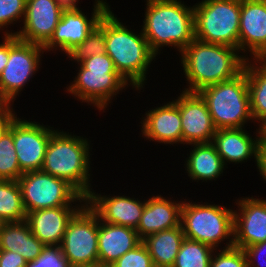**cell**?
<instances>
[{
  "instance_id": "1",
  "label": "cell",
  "mask_w": 266,
  "mask_h": 267,
  "mask_svg": "<svg viewBox=\"0 0 266 267\" xmlns=\"http://www.w3.org/2000/svg\"><path fill=\"white\" fill-rule=\"evenodd\" d=\"M239 49L194 39L181 52V65L189 87L185 92L201 89L234 79L244 71L248 57L239 55Z\"/></svg>"
},
{
  "instance_id": "2",
  "label": "cell",
  "mask_w": 266,
  "mask_h": 267,
  "mask_svg": "<svg viewBox=\"0 0 266 267\" xmlns=\"http://www.w3.org/2000/svg\"><path fill=\"white\" fill-rule=\"evenodd\" d=\"M98 26L105 32L106 53L113 60L116 71L137 90L143 88L147 69L156 59L142 30L135 34L107 11Z\"/></svg>"
},
{
  "instance_id": "3",
  "label": "cell",
  "mask_w": 266,
  "mask_h": 267,
  "mask_svg": "<svg viewBox=\"0 0 266 267\" xmlns=\"http://www.w3.org/2000/svg\"><path fill=\"white\" fill-rule=\"evenodd\" d=\"M142 33L157 55L162 46L181 53L194 39V10L180 0H146ZM160 48V50H159Z\"/></svg>"
},
{
  "instance_id": "4",
  "label": "cell",
  "mask_w": 266,
  "mask_h": 267,
  "mask_svg": "<svg viewBox=\"0 0 266 267\" xmlns=\"http://www.w3.org/2000/svg\"><path fill=\"white\" fill-rule=\"evenodd\" d=\"M89 148L86 138L55 130L48 142L41 171L66 180L86 198L92 190Z\"/></svg>"
},
{
  "instance_id": "5",
  "label": "cell",
  "mask_w": 266,
  "mask_h": 267,
  "mask_svg": "<svg viewBox=\"0 0 266 267\" xmlns=\"http://www.w3.org/2000/svg\"><path fill=\"white\" fill-rule=\"evenodd\" d=\"M78 75L67 91L78 100L94 105L100 111L107 108L112 97L122 91L127 81L116 71L113 60L106 54L84 59Z\"/></svg>"
},
{
  "instance_id": "6",
  "label": "cell",
  "mask_w": 266,
  "mask_h": 267,
  "mask_svg": "<svg viewBox=\"0 0 266 267\" xmlns=\"http://www.w3.org/2000/svg\"><path fill=\"white\" fill-rule=\"evenodd\" d=\"M206 102L216 129L244 128L252 118L247 75L207 86L197 92Z\"/></svg>"
},
{
  "instance_id": "7",
  "label": "cell",
  "mask_w": 266,
  "mask_h": 267,
  "mask_svg": "<svg viewBox=\"0 0 266 267\" xmlns=\"http://www.w3.org/2000/svg\"><path fill=\"white\" fill-rule=\"evenodd\" d=\"M181 226L186 239L209 245L215 251L220 242L225 239H230L225 249L234 246V211L232 209L215 204L205 203L203 205L183 201Z\"/></svg>"
},
{
  "instance_id": "8",
  "label": "cell",
  "mask_w": 266,
  "mask_h": 267,
  "mask_svg": "<svg viewBox=\"0 0 266 267\" xmlns=\"http://www.w3.org/2000/svg\"><path fill=\"white\" fill-rule=\"evenodd\" d=\"M193 10L196 39L238 49L241 0H203Z\"/></svg>"
},
{
  "instance_id": "9",
  "label": "cell",
  "mask_w": 266,
  "mask_h": 267,
  "mask_svg": "<svg viewBox=\"0 0 266 267\" xmlns=\"http://www.w3.org/2000/svg\"><path fill=\"white\" fill-rule=\"evenodd\" d=\"M26 214L39 209L72 207L73 202H84L82 196L66 180L43 171L23 173L17 180Z\"/></svg>"
},
{
  "instance_id": "10",
  "label": "cell",
  "mask_w": 266,
  "mask_h": 267,
  "mask_svg": "<svg viewBox=\"0 0 266 267\" xmlns=\"http://www.w3.org/2000/svg\"><path fill=\"white\" fill-rule=\"evenodd\" d=\"M99 217L84 205L69 220L60 244L72 267H98Z\"/></svg>"
},
{
  "instance_id": "11",
  "label": "cell",
  "mask_w": 266,
  "mask_h": 267,
  "mask_svg": "<svg viewBox=\"0 0 266 267\" xmlns=\"http://www.w3.org/2000/svg\"><path fill=\"white\" fill-rule=\"evenodd\" d=\"M44 51L41 45L24 42L16 35H9V59L0 74V87L11 102H14L25 84L38 71L40 54Z\"/></svg>"
},
{
  "instance_id": "12",
  "label": "cell",
  "mask_w": 266,
  "mask_h": 267,
  "mask_svg": "<svg viewBox=\"0 0 266 267\" xmlns=\"http://www.w3.org/2000/svg\"><path fill=\"white\" fill-rule=\"evenodd\" d=\"M78 5H67L50 40L43 46L46 51L59 48L68 53L77 44L82 43L98 25L102 16L110 10L104 0H95L92 17L88 19ZM53 49V50H52Z\"/></svg>"
},
{
  "instance_id": "13",
  "label": "cell",
  "mask_w": 266,
  "mask_h": 267,
  "mask_svg": "<svg viewBox=\"0 0 266 267\" xmlns=\"http://www.w3.org/2000/svg\"><path fill=\"white\" fill-rule=\"evenodd\" d=\"M67 5L65 0H27L22 30L7 31L4 35H16L24 42L44 46L52 37Z\"/></svg>"
},
{
  "instance_id": "14",
  "label": "cell",
  "mask_w": 266,
  "mask_h": 267,
  "mask_svg": "<svg viewBox=\"0 0 266 267\" xmlns=\"http://www.w3.org/2000/svg\"><path fill=\"white\" fill-rule=\"evenodd\" d=\"M49 127L19 118L13 121V143L23 173L41 171L48 142L55 131Z\"/></svg>"
},
{
  "instance_id": "15",
  "label": "cell",
  "mask_w": 266,
  "mask_h": 267,
  "mask_svg": "<svg viewBox=\"0 0 266 267\" xmlns=\"http://www.w3.org/2000/svg\"><path fill=\"white\" fill-rule=\"evenodd\" d=\"M174 102L181 116L182 144L212 142L217 129L202 97L198 93L183 91Z\"/></svg>"
},
{
  "instance_id": "16",
  "label": "cell",
  "mask_w": 266,
  "mask_h": 267,
  "mask_svg": "<svg viewBox=\"0 0 266 267\" xmlns=\"http://www.w3.org/2000/svg\"><path fill=\"white\" fill-rule=\"evenodd\" d=\"M238 49L266 59V0H241Z\"/></svg>"
},
{
  "instance_id": "17",
  "label": "cell",
  "mask_w": 266,
  "mask_h": 267,
  "mask_svg": "<svg viewBox=\"0 0 266 267\" xmlns=\"http://www.w3.org/2000/svg\"><path fill=\"white\" fill-rule=\"evenodd\" d=\"M237 202L240 213L234 210V247L244 250L266 241V200L252 196Z\"/></svg>"
},
{
  "instance_id": "18",
  "label": "cell",
  "mask_w": 266,
  "mask_h": 267,
  "mask_svg": "<svg viewBox=\"0 0 266 267\" xmlns=\"http://www.w3.org/2000/svg\"><path fill=\"white\" fill-rule=\"evenodd\" d=\"M87 205L98 215L99 220L136 229L145 203L126 196H101L94 191L86 197Z\"/></svg>"
},
{
  "instance_id": "19",
  "label": "cell",
  "mask_w": 266,
  "mask_h": 267,
  "mask_svg": "<svg viewBox=\"0 0 266 267\" xmlns=\"http://www.w3.org/2000/svg\"><path fill=\"white\" fill-rule=\"evenodd\" d=\"M83 205L35 210L26 214V221L45 246H60L69 220Z\"/></svg>"
},
{
  "instance_id": "20",
  "label": "cell",
  "mask_w": 266,
  "mask_h": 267,
  "mask_svg": "<svg viewBox=\"0 0 266 267\" xmlns=\"http://www.w3.org/2000/svg\"><path fill=\"white\" fill-rule=\"evenodd\" d=\"M141 120L144 137L164 144H182V123L179 107L174 101L150 109Z\"/></svg>"
},
{
  "instance_id": "21",
  "label": "cell",
  "mask_w": 266,
  "mask_h": 267,
  "mask_svg": "<svg viewBox=\"0 0 266 267\" xmlns=\"http://www.w3.org/2000/svg\"><path fill=\"white\" fill-rule=\"evenodd\" d=\"M142 240L136 229L99 220L98 267H109Z\"/></svg>"
},
{
  "instance_id": "22",
  "label": "cell",
  "mask_w": 266,
  "mask_h": 267,
  "mask_svg": "<svg viewBox=\"0 0 266 267\" xmlns=\"http://www.w3.org/2000/svg\"><path fill=\"white\" fill-rule=\"evenodd\" d=\"M183 202H172L161 195L146 200L143 213L136 228L141 240L145 237L181 225Z\"/></svg>"
},
{
  "instance_id": "23",
  "label": "cell",
  "mask_w": 266,
  "mask_h": 267,
  "mask_svg": "<svg viewBox=\"0 0 266 267\" xmlns=\"http://www.w3.org/2000/svg\"><path fill=\"white\" fill-rule=\"evenodd\" d=\"M244 128L218 129L212 139L217 153L225 162L241 163L252 156L257 165L258 148L261 142V128L256 133L257 138L252 139ZM259 134V135H258Z\"/></svg>"
},
{
  "instance_id": "24",
  "label": "cell",
  "mask_w": 266,
  "mask_h": 267,
  "mask_svg": "<svg viewBox=\"0 0 266 267\" xmlns=\"http://www.w3.org/2000/svg\"><path fill=\"white\" fill-rule=\"evenodd\" d=\"M44 247L33 235L26 220L7 222L0 231V250L17 252L27 263L40 257Z\"/></svg>"
},
{
  "instance_id": "25",
  "label": "cell",
  "mask_w": 266,
  "mask_h": 267,
  "mask_svg": "<svg viewBox=\"0 0 266 267\" xmlns=\"http://www.w3.org/2000/svg\"><path fill=\"white\" fill-rule=\"evenodd\" d=\"M185 239L182 226L166 229L145 237L146 246L154 267H172Z\"/></svg>"
},
{
  "instance_id": "26",
  "label": "cell",
  "mask_w": 266,
  "mask_h": 267,
  "mask_svg": "<svg viewBox=\"0 0 266 267\" xmlns=\"http://www.w3.org/2000/svg\"><path fill=\"white\" fill-rule=\"evenodd\" d=\"M193 150L186 160L185 169L192 180H215L226 167L217 153L215 146L210 143L193 144Z\"/></svg>"
},
{
  "instance_id": "27",
  "label": "cell",
  "mask_w": 266,
  "mask_h": 267,
  "mask_svg": "<svg viewBox=\"0 0 266 267\" xmlns=\"http://www.w3.org/2000/svg\"><path fill=\"white\" fill-rule=\"evenodd\" d=\"M249 59L246 61L244 71L250 94V110L253 120L261 122L259 125L261 128L266 124V59L251 61Z\"/></svg>"
},
{
  "instance_id": "28",
  "label": "cell",
  "mask_w": 266,
  "mask_h": 267,
  "mask_svg": "<svg viewBox=\"0 0 266 267\" xmlns=\"http://www.w3.org/2000/svg\"><path fill=\"white\" fill-rule=\"evenodd\" d=\"M0 216L6 222L26 220V210L22 201L21 189L15 180L0 179Z\"/></svg>"
},
{
  "instance_id": "29",
  "label": "cell",
  "mask_w": 266,
  "mask_h": 267,
  "mask_svg": "<svg viewBox=\"0 0 266 267\" xmlns=\"http://www.w3.org/2000/svg\"><path fill=\"white\" fill-rule=\"evenodd\" d=\"M214 250L209 245L185 238L172 267H210Z\"/></svg>"
},
{
  "instance_id": "30",
  "label": "cell",
  "mask_w": 266,
  "mask_h": 267,
  "mask_svg": "<svg viewBox=\"0 0 266 267\" xmlns=\"http://www.w3.org/2000/svg\"><path fill=\"white\" fill-rule=\"evenodd\" d=\"M22 174L13 143L12 122L10 129L0 139V179L17 181Z\"/></svg>"
},
{
  "instance_id": "31",
  "label": "cell",
  "mask_w": 266,
  "mask_h": 267,
  "mask_svg": "<svg viewBox=\"0 0 266 267\" xmlns=\"http://www.w3.org/2000/svg\"><path fill=\"white\" fill-rule=\"evenodd\" d=\"M101 54H106L105 32L97 25L82 43L66 55L79 64L84 59Z\"/></svg>"
},
{
  "instance_id": "32",
  "label": "cell",
  "mask_w": 266,
  "mask_h": 267,
  "mask_svg": "<svg viewBox=\"0 0 266 267\" xmlns=\"http://www.w3.org/2000/svg\"><path fill=\"white\" fill-rule=\"evenodd\" d=\"M210 267H248L247 257L241 248H224L219 253H213Z\"/></svg>"
},
{
  "instance_id": "33",
  "label": "cell",
  "mask_w": 266,
  "mask_h": 267,
  "mask_svg": "<svg viewBox=\"0 0 266 267\" xmlns=\"http://www.w3.org/2000/svg\"><path fill=\"white\" fill-rule=\"evenodd\" d=\"M109 267H154L152 258L141 241Z\"/></svg>"
},
{
  "instance_id": "34",
  "label": "cell",
  "mask_w": 266,
  "mask_h": 267,
  "mask_svg": "<svg viewBox=\"0 0 266 267\" xmlns=\"http://www.w3.org/2000/svg\"><path fill=\"white\" fill-rule=\"evenodd\" d=\"M27 0H0V30L25 17ZM15 21V22H14ZM2 27V28H1Z\"/></svg>"
},
{
  "instance_id": "35",
  "label": "cell",
  "mask_w": 266,
  "mask_h": 267,
  "mask_svg": "<svg viewBox=\"0 0 266 267\" xmlns=\"http://www.w3.org/2000/svg\"><path fill=\"white\" fill-rule=\"evenodd\" d=\"M26 267H72L60 246H45L41 256L28 262Z\"/></svg>"
},
{
  "instance_id": "36",
  "label": "cell",
  "mask_w": 266,
  "mask_h": 267,
  "mask_svg": "<svg viewBox=\"0 0 266 267\" xmlns=\"http://www.w3.org/2000/svg\"><path fill=\"white\" fill-rule=\"evenodd\" d=\"M244 252L247 257L248 267H266V241H262L256 244H253L244 249ZM265 256L263 257V255ZM262 256V260H259L257 264H255L256 260H258ZM264 259V260H263ZM263 263V264H261Z\"/></svg>"
},
{
  "instance_id": "37",
  "label": "cell",
  "mask_w": 266,
  "mask_h": 267,
  "mask_svg": "<svg viewBox=\"0 0 266 267\" xmlns=\"http://www.w3.org/2000/svg\"><path fill=\"white\" fill-rule=\"evenodd\" d=\"M26 260L17 252L0 250V267H26Z\"/></svg>"
},
{
  "instance_id": "38",
  "label": "cell",
  "mask_w": 266,
  "mask_h": 267,
  "mask_svg": "<svg viewBox=\"0 0 266 267\" xmlns=\"http://www.w3.org/2000/svg\"><path fill=\"white\" fill-rule=\"evenodd\" d=\"M257 167L260 172V176L266 181V144L261 140L258 148Z\"/></svg>"
},
{
  "instance_id": "39",
  "label": "cell",
  "mask_w": 266,
  "mask_h": 267,
  "mask_svg": "<svg viewBox=\"0 0 266 267\" xmlns=\"http://www.w3.org/2000/svg\"><path fill=\"white\" fill-rule=\"evenodd\" d=\"M4 42L0 43V74L7 65L9 59V35H4Z\"/></svg>"
},
{
  "instance_id": "40",
  "label": "cell",
  "mask_w": 266,
  "mask_h": 267,
  "mask_svg": "<svg viewBox=\"0 0 266 267\" xmlns=\"http://www.w3.org/2000/svg\"><path fill=\"white\" fill-rule=\"evenodd\" d=\"M12 115H0V139L10 129L12 122L17 118V114Z\"/></svg>"
},
{
  "instance_id": "41",
  "label": "cell",
  "mask_w": 266,
  "mask_h": 267,
  "mask_svg": "<svg viewBox=\"0 0 266 267\" xmlns=\"http://www.w3.org/2000/svg\"><path fill=\"white\" fill-rule=\"evenodd\" d=\"M11 101L3 94L0 87V115H12Z\"/></svg>"
},
{
  "instance_id": "42",
  "label": "cell",
  "mask_w": 266,
  "mask_h": 267,
  "mask_svg": "<svg viewBox=\"0 0 266 267\" xmlns=\"http://www.w3.org/2000/svg\"><path fill=\"white\" fill-rule=\"evenodd\" d=\"M261 140L266 144V124L261 127Z\"/></svg>"
},
{
  "instance_id": "43",
  "label": "cell",
  "mask_w": 266,
  "mask_h": 267,
  "mask_svg": "<svg viewBox=\"0 0 266 267\" xmlns=\"http://www.w3.org/2000/svg\"><path fill=\"white\" fill-rule=\"evenodd\" d=\"M68 5H76L79 1L78 0H65Z\"/></svg>"
},
{
  "instance_id": "44",
  "label": "cell",
  "mask_w": 266,
  "mask_h": 267,
  "mask_svg": "<svg viewBox=\"0 0 266 267\" xmlns=\"http://www.w3.org/2000/svg\"><path fill=\"white\" fill-rule=\"evenodd\" d=\"M7 222L4 220V218H2L0 216V231L2 230L3 226L6 224Z\"/></svg>"
}]
</instances>
